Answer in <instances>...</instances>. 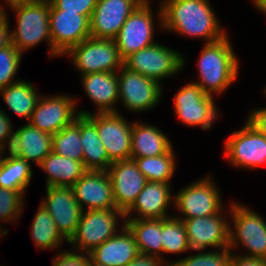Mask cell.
I'll list each match as a JSON object with an SVG mask.
<instances>
[{
    "instance_id": "cell-42",
    "label": "cell",
    "mask_w": 266,
    "mask_h": 266,
    "mask_svg": "<svg viewBox=\"0 0 266 266\" xmlns=\"http://www.w3.org/2000/svg\"><path fill=\"white\" fill-rule=\"evenodd\" d=\"M7 9L0 12V50L11 44L10 20Z\"/></svg>"
},
{
    "instance_id": "cell-14",
    "label": "cell",
    "mask_w": 266,
    "mask_h": 266,
    "mask_svg": "<svg viewBox=\"0 0 266 266\" xmlns=\"http://www.w3.org/2000/svg\"><path fill=\"white\" fill-rule=\"evenodd\" d=\"M218 214L192 219H180L186 228L188 244L191 251L229 248L230 206ZM227 215H225L226 213ZM212 248V249H211Z\"/></svg>"
},
{
    "instance_id": "cell-24",
    "label": "cell",
    "mask_w": 266,
    "mask_h": 266,
    "mask_svg": "<svg viewBox=\"0 0 266 266\" xmlns=\"http://www.w3.org/2000/svg\"><path fill=\"white\" fill-rule=\"evenodd\" d=\"M159 127L144 121H135L132 125L130 159L154 157L167 153L172 147V141Z\"/></svg>"
},
{
    "instance_id": "cell-25",
    "label": "cell",
    "mask_w": 266,
    "mask_h": 266,
    "mask_svg": "<svg viewBox=\"0 0 266 266\" xmlns=\"http://www.w3.org/2000/svg\"><path fill=\"white\" fill-rule=\"evenodd\" d=\"M46 174V186L72 187L87 171L83 162L49 153L38 165Z\"/></svg>"
},
{
    "instance_id": "cell-47",
    "label": "cell",
    "mask_w": 266,
    "mask_h": 266,
    "mask_svg": "<svg viewBox=\"0 0 266 266\" xmlns=\"http://www.w3.org/2000/svg\"><path fill=\"white\" fill-rule=\"evenodd\" d=\"M43 0H9V6H13L16 4H22V3H36Z\"/></svg>"
},
{
    "instance_id": "cell-36",
    "label": "cell",
    "mask_w": 266,
    "mask_h": 266,
    "mask_svg": "<svg viewBox=\"0 0 266 266\" xmlns=\"http://www.w3.org/2000/svg\"><path fill=\"white\" fill-rule=\"evenodd\" d=\"M25 194L18 190H10L0 187V221L15 224L23 214L25 206ZM0 222V223H1ZM14 222V223H13Z\"/></svg>"
},
{
    "instance_id": "cell-27",
    "label": "cell",
    "mask_w": 266,
    "mask_h": 266,
    "mask_svg": "<svg viewBox=\"0 0 266 266\" xmlns=\"http://www.w3.org/2000/svg\"><path fill=\"white\" fill-rule=\"evenodd\" d=\"M41 95L32 82L24 79L0 89V96L7 108L17 117L26 119V122L30 121Z\"/></svg>"
},
{
    "instance_id": "cell-15",
    "label": "cell",
    "mask_w": 266,
    "mask_h": 266,
    "mask_svg": "<svg viewBox=\"0 0 266 266\" xmlns=\"http://www.w3.org/2000/svg\"><path fill=\"white\" fill-rule=\"evenodd\" d=\"M67 94L41 96L29 123L52 135L72 124L79 116L78 98Z\"/></svg>"
},
{
    "instance_id": "cell-18",
    "label": "cell",
    "mask_w": 266,
    "mask_h": 266,
    "mask_svg": "<svg viewBox=\"0 0 266 266\" xmlns=\"http://www.w3.org/2000/svg\"><path fill=\"white\" fill-rule=\"evenodd\" d=\"M144 0H97L90 17V36L114 39L129 15Z\"/></svg>"
},
{
    "instance_id": "cell-11",
    "label": "cell",
    "mask_w": 266,
    "mask_h": 266,
    "mask_svg": "<svg viewBox=\"0 0 266 266\" xmlns=\"http://www.w3.org/2000/svg\"><path fill=\"white\" fill-rule=\"evenodd\" d=\"M224 157L232 167L256 170L266 165V136L247 120L224 143Z\"/></svg>"
},
{
    "instance_id": "cell-34",
    "label": "cell",
    "mask_w": 266,
    "mask_h": 266,
    "mask_svg": "<svg viewBox=\"0 0 266 266\" xmlns=\"http://www.w3.org/2000/svg\"><path fill=\"white\" fill-rule=\"evenodd\" d=\"M80 115L52 137V152L82 162L83 148L80 143Z\"/></svg>"
},
{
    "instance_id": "cell-21",
    "label": "cell",
    "mask_w": 266,
    "mask_h": 266,
    "mask_svg": "<svg viewBox=\"0 0 266 266\" xmlns=\"http://www.w3.org/2000/svg\"><path fill=\"white\" fill-rule=\"evenodd\" d=\"M72 189L83 211L116 208L107 171L87 170L72 185Z\"/></svg>"
},
{
    "instance_id": "cell-23",
    "label": "cell",
    "mask_w": 266,
    "mask_h": 266,
    "mask_svg": "<svg viewBox=\"0 0 266 266\" xmlns=\"http://www.w3.org/2000/svg\"><path fill=\"white\" fill-rule=\"evenodd\" d=\"M140 254L134 235L124 226L89 253V257L106 266H126Z\"/></svg>"
},
{
    "instance_id": "cell-1",
    "label": "cell",
    "mask_w": 266,
    "mask_h": 266,
    "mask_svg": "<svg viewBox=\"0 0 266 266\" xmlns=\"http://www.w3.org/2000/svg\"><path fill=\"white\" fill-rule=\"evenodd\" d=\"M163 31L211 43L226 36L209 0H161ZM223 27V28H222Z\"/></svg>"
},
{
    "instance_id": "cell-50",
    "label": "cell",
    "mask_w": 266,
    "mask_h": 266,
    "mask_svg": "<svg viewBox=\"0 0 266 266\" xmlns=\"http://www.w3.org/2000/svg\"><path fill=\"white\" fill-rule=\"evenodd\" d=\"M2 1V0H1ZM3 2L5 3V6L2 5V8L5 9V7H9V0H3Z\"/></svg>"
},
{
    "instance_id": "cell-3",
    "label": "cell",
    "mask_w": 266,
    "mask_h": 266,
    "mask_svg": "<svg viewBox=\"0 0 266 266\" xmlns=\"http://www.w3.org/2000/svg\"><path fill=\"white\" fill-rule=\"evenodd\" d=\"M16 18V27L10 25L11 44L23 55L28 50L46 42L49 57H59L52 49L49 26L50 1L22 3L9 6ZM13 29V30H12Z\"/></svg>"
},
{
    "instance_id": "cell-44",
    "label": "cell",
    "mask_w": 266,
    "mask_h": 266,
    "mask_svg": "<svg viewBox=\"0 0 266 266\" xmlns=\"http://www.w3.org/2000/svg\"><path fill=\"white\" fill-rule=\"evenodd\" d=\"M126 266H168L161 258L140 253Z\"/></svg>"
},
{
    "instance_id": "cell-52",
    "label": "cell",
    "mask_w": 266,
    "mask_h": 266,
    "mask_svg": "<svg viewBox=\"0 0 266 266\" xmlns=\"http://www.w3.org/2000/svg\"><path fill=\"white\" fill-rule=\"evenodd\" d=\"M2 161V156H1V146H0V163Z\"/></svg>"
},
{
    "instance_id": "cell-40",
    "label": "cell",
    "mask_w": 266,
    "mask_h": 266,
    "mask_svg": "<svg viewBox=\"0 0 266 266\" xmlns=\"http://www.w3.org/2000/svg\"><path fill=\"white\" fill-rule=\"evenodd\" d=\"M8 149V156H4L5 149ZM22 154V144L20 134L13 129V131L7 136L4 142L1 145V156L2 159H17L21 158Z\"/></svg>"
},
{
    "instance_id": "cell-5",
    "label": "cell",
    "mask_w": 266,
    "mask_h": 266,
    "mask_svg": "<svg viewBox=\"0 0 266 266\" xmlns=\"http://www.w3.org/2000/svg\"><path fill=\"white\" fill-rule=\"evenodd\" d=\"M152 2L153 0H144L138 5L114 38L123 60L130 54L155 44L156 28L163 30L161 4L157 7V11L155 10L156 16L151 6ZM155 25L158 26L155 28Z\"/></svg>"
},
{
    "instance_id": "cell-22",
    "label": "cell",
    "mask_w": 266,
    "mask_h": 266,
    "mask_svg": "<svg viewBox=\"0 0 266 266\" xmlns=\"http://www.w3.org/2000/svg\"><path fill=\"white\" fill-rule=\"evenodd\" d=\"M81 84L87 98L96 106L95 112L78 110L79 115L87 116L91 113L117 112L119 103L118 71L97 72L82 75ZM118 109V110H117Z\"/></svg>"
},
{
    "instance_id": "cell-39",
    "label": "cell",
    "mask_w": 266,
    "mask_h": 266,
    "mask_svg": "<svg viewBox=\"0 0 266 266\" xmlns=\"http://www.w3.org/2000/svg\"><path fill=\"white\" fill-rule=\"evenodd\" d=\"M52 259V266H87L89 254L76 250L57 251Z\"/></svg>"
},
{
    "instance_id": "cell-9",
    "label": "cell",
    "mask_w": 266,
    "mask_h": 266,
    "mask_svg": "<svg viewBox=\"0 0 266 266\" xmlns=\"http://www.w3.org/2000/svg\"><path fill=\"white\" fill-rule=\"evenodd\" d=\"M214 97L204 93L197 83L191 81L174 94V113L186 127L209 131L220 118Z\"/></svg>"
},
{
    "instance_id": "cell-20",
    "label": "cell",
    "mask_w": 266,
    "mask_h": 266,
    "mask_svg": "<svg viewBox=\"0 0 266 266\" xmlns=\"http://www.w3.org/2000/svg\"><path fill=\"white\" fill-rule=\"evenodd\" d=\"M171 186V182L147 181L133 205L125 212V219H166L173 216L168 212L174 206Z\"/></svg>"
},
{
    "instance_id": "cell-46",
    "label": "cell",
    "mask_w": 266,
    "mask_h": 266,
    "mask_svg": "<svg viewBox=\"0 0 266 266\" xmlns=\"http://www.w3.org/2000/svg\"><path fill=\"white\" fill-rule=\"evenodd\" d=\"M254 7L266 15V0H251Z\"/></svg>"
},
{
    "instance_id": "cell-45",
    "label": "cell",
    "mask_w": 266,
    "mask_h": 266,
    "mask_svg": "<svg viewBox=\"0 0 266 266\" xmlns=\"http://www.w3.org/2000/svg\"><path fill=\"white\" fill-rule=\"evenodd\" d=\"M0 108V146L7 138V136L13 131V122L4 109Z\"/></svg>"
},
{
    "instance_id": "cell-33",
    "label": "cell",
    "mask_w": 266,
    "mask_h": 266,
    "mask_svg": "<svg viewBox=\"0 0 266 266\" xmlns=\"http://www.w3.org/2000/svg\"><path fill=\"white\" fill-rule=\"evenodd\" d=\"M162 246L163 261L167 265H170V260L166 261L165 254H181L191 251L182 220L174 216L162 219Z\"/></svg>"
},
{
    "instance_id": "cell-10",
    "label": "cell",
    "mask_w": 266,
    "mask_h": 266,
    "mask_svg": "<svg viewBox=\"0 0 266 266\" xmlns=\"http://www.w3.org/2000/svg\"><path fill=\"white\" fill-rule=\"evenodd\" d=\"M82 75L97 72H117L123 66L114 39L89 37L73 46L66 54Z\"/></svg>"
},
{
    "instance_id": "cell-17",
    "label": "cell",
    "mask_w": 266,
    "mask_h": 266,
    "mask_svg": "<svg viewBox=\"0 0 266 266\" xmlns=\"http://www.w3.org/2000/svg\"><path fill=\"white\" fill-rule=\"evenodd\" d=\"M89 20L87 16L78 13L50 10L52 49L59 57L64 56L73 46L91 37Z\"/></svg>"
},
{
    "instance_id": "cell-13",
    "label": "cell",
    "mask_w": 266,
    "mask_h": 266,
    "mask_svg": "<svg viewBox=\"0 0 266 266\" xmlns=\"http://www.w3.org/2000/svg\"><path fill=\"white\" fill-rule=\"evenodd\" d=\"M97 128L108 158L114 162L130 159L132 122L122 112L91 113L86 116Z\"/></svg>"
},
{
    "instance_id": "cell-16",
    "label": "cell",
    "mask_w": 266,
    "mask_h": 266,
    "mask_svg": "<svg viewBox=\"0 0 266 266\" xmlns=\"http://www.w3.org/2000/svg\"><path fill=\"white\" fill-rule=\"evenodd\" d=\"M46 196L40 204L53 218L57 230L69 241L75 234L83 210L74 197L72 187L45 186Z\"/></svg>"
},
{
    "instance_id": "cell-4",
    "label": "cell",
    "mask_w": 266,
    "mask_h": 266,
    "mask_svg": "<svg viewBox=\"0 0 266 266\" xmlns=\"http://www.w3.org/2000/svg\"><path fill=\"white\" fill-rule=\"evenodd\" d=\"M228 205L229 249L235 253L242 247L245 252H238V255L266 260V221L263 216L239 201L232 200Z\"/></svg>"
},
{
    "instance_id": "cell-2",
    "label": "cell",
    "mask_w": 266,
    "mask_h": 266,
    "mask_svg": "<svg viewBox=\"0 0 266 266\" xmlns=\"http://www.w3.org/2000/svg\"><path fill=\"white\" fill-rule=\"evenodd\" d=\"M234 51L228 34L220 40L203 43L197 62L198 81L195 83L204 93L220 97L235 82L241 63Z\"/></svg>"
},
{
    "instance_id": "cell-53",
    "label": "cell",
    "mask_w": 266,
    "mask_h": 266,
    "mask_svg": "<svg viewBox=\"0 0 266 266\" xmlns=\"http://www.w3.org/2000/svg\"><path fill=\"white\" fill-rule=\"evenodd\" d=\"M3 8H2V5L0 4V12H2Z\"/></svg>"
},
{
    "instance_id": "cell-8",
    "label": "cell",
    "mask_w": 266,
    "mask_h": 266,
    "mask_svg": "<svg viewBox=\"0 0 266 266\" xmlns=\"http://www.w3.org/2000/svg\"><path fill=\"white\" fill-rule=\"evenodd\" d=\"M185 58L177 50L156 42L130 54L123 60V66L162 84L161 81L183 70L187 63Z\"/></svg>"
},
{
    "instance_id": "cell-6",
    "label": "cell",
    "mask_w": 266,
    "mask_h": 266,
    "mask_svg": "<svg viewBox=\"0 0 266 266\" xmlns=\"http://www.w3.org/2000/svg\"><path fill=\"white\" fill-rule=\"evenodd\" d=\"M174 194L173 216L178 219H192L218 214L224 208L220 188L211 172L203 175ZM180 213V214H178ZM178 214V215H177Z\"/></svg>"
},
{
    "instance_id": "cell-38",
    "label": "cell",
    "mask_w": 266,
    "mask_h": 266,
    "mask_svg": "<svg viewBox=\"0 0 266 266\" xmlns=\"http://www.w3.org/2000/svg\"><path fill=\"white\" fill-rule=\"evenodd\" d=\"M50 10H65L66 12L78 13L87 16L89 19L97 0H49Z\"/></svg>"
},
{
    "instance_id": "cell-12",
    "label": "cell",
    "mask_w": 266,
    "mask_h": 266,
    "mask_svg": "<svg viewBox=\"0 0 266 266\" xmlns=\"http://www.w3.org/2000/svg\"><path fill=\"white\" fill-rule=\"evenodd\" d=\"M118 89L119 102L133 114L154 109L164 93L162 84L124 66L118 70Z\"/></svg>"
},
{
    "instance_id": "cell-26",
    "label": "cell",
    "mask_w": 266,
    "mask_h": 266,
    "mask_svg": "<svg viewBox=\"0 0 266 266\" xmlns=\"http://www.w3.org/2000/svg\"><path fill=\"white\" fill-rule=\"evenodd\" d=\"M80 139L85 169L107 171L112 161L108 158L96 126L84 115H80Z\"/></svg>"
},
{
    "instance_id": "cell-7",
    "label": "cell",
    "mask_w": 266,
    "mask_h": 266,
    "mask_svg": "<svg viewBox=\"0 0 266 266\" xmlns=\"http://www.w3.org/2000/svg\"><path fill=\"white\" fill-rule=\"evenodd\" d=\"M119 220L123 222L120 223ZM124 226L125 213L122 210L117 208L85 210L75 234L68 243L71 247L73 246L71 249L89 254L107 239L116 235Z\"/></svg>"
},
{
    "instance_id": "cell-51",
    "label": "cell",
    "mask_w": 266,
    "mask_h": 266,
    "mask_svg": "<svg viewBox=\"0 0 266 266\" xmlns=\"http://www.w3.org/2000/svg\"><path fill=\"white\" fill-rule=\"evenodd\" d=\"M262 91H263V94H264V96L266 98V86L265 87L263 86V90Z\"/></svg>"
},
{
    "instance_id": "cell-32",
    "label": "cell",
    "mask_w": 266,
    "mask_h": 266,
    "mask_svg": "<svg viewBox=\"0 0 266 266\" xmlns=\"http://www.w3.org/2000/svg\"><path fill=\"white\" fill-rule=\"evenodd\" d=\"M32 165L24 159H2L0 163V187L18 190L26 194L33 179Z\"/></svg>"
},
{
    "instance_id": "cell-43",
    "label": "cell",
    "mask_w": 266,
    "mask_h": 266,
    "mask_svg": "<svg viewBox=\"0 0 266 266\" xmlns=\"http://www.w3.org/2000/svg\"><path fill=\"white\" fill-rule=\"evenodd\" d=\"M230 266H266V260L260 258L244 257L232 252Z\"/></svg>"
},
{
    "instance_id": "cell-48",
    "label": "cell",
    "mask_w": 266,
    "mask_h": 266,
    "mask_svg": "<svg viewBox=\"0 0 266 266\" xmlns=\"http://www.w3.org/2000/svg\"><path fill=\"white\" fill-rule=\"evenodd\" d=\"M87 266H106V265L99 264L93 261L90 257H88Z\"/></svg>"
},
{
    "instance_id": "cell-29",
    "label": "cell",
    "mask_w": 266,
    "mask_h": 266,
    "mask_svg": "<svg viewBox=\"0 0 266 266\" xmlns=\"http://www.w3.org/2000/svg\"><path fill=\"white\" fill-rule=\"evenodd\" d=\"M15 130L21 137V159L26 160L31 165L33 163L39 165L52 152V134L41 131L29 122L24 123V125Z\"/></svg>"
},
{
    "instance_id": "cell-30",
    "label": "cell",
    "mask_w": 266,
    "mask_h": 266,
    "mask_svg": "<svg viewBox=\"0 0 266 266\" xmlns=\"http://www.w3.org/2000/svg\"><path fill=\"white\" fill-rule=\"evenodd\" d=\"M31 239L38 250H60L64 242H68L57 230L56 224L49 212L39 204L31 223Z\"/></svg>"
},
{
    "instance_id": "cell-19",
    "label": "cell",
    "mask_w": 266,
    "mask_h": 266,
    "mask_svg": "<svg viewBox=\"0 0 266 266\" xmlns=\"http://www.w3.org/2000/svg\"><path fill=\"white\" fill-rule=\"evenodd\" d=\"M107 173L111 180L116 208L125 213L133 205L147 180L134 159L112 162Z\"/></svg>"
},
{
    "instance_id": "cell-31",
    "label": "cell",
    "mask_w": 266,
    "mask_h": 266,
    "mask_svg": "<svg viewBox=\"0 0 266 266\" xmlns=\"http://www.w3.org/2000/svg\"><path fill=\"white\" fill-rule=\"evenodd\" d=\"M134 161L146 180L153 182H171L177 165L174 147L163 155L134 158Z\"/></svg>"
},
{
    "instance_id": "cell-28",
    "label": "cell",
    "mask_w": 266,
    "mask_h": 266,
    "mask_svg": "<svg viewBox=\"0 0 266 266\" xmlns=\"http://www.w3.org/2000/svg\"><path fill=\"white\" fill-rule=\"evenodd\" d=\"M125 226L134 235L140 253L163 260L162 219H125Z\"/></svg>"
},
{
    "instance_id": "cell-37",
    "label": "cell",
    "mask_w": 266,
    "mask_h": 266,
    "mask_svg": "<svg viewBox=\"0 0 266 266\" xmlns=\"http://www.w3.org/2000/svg\"><path fill=\"white\" fill-rule=\"evenodd\" d=\"M23 54L12 44L0 50V89L20 80L16 78Z\"/></svg>"
},
{
    "instance_id": "cell-49",
    "label": "cell",
    "mask_w": 266,
    "mask_h": 266,
    "mask_svg": "<svg viewBox=\"0 0 266 266\" xmlns=\"http://www.w3.org/2000/svg\"><path fill=\"white\" fill-rule=\"evenodd\" d=\"M2 223H0V238H2V236H6V234H8V229L3 228L4 226H1Z\"/></svg>"
},
{
    "instance_id": "cell-41",
    "label": "cell",
    "mask_w": 266,
    "mask_h": 266,
    "mask_svg": "<svg viewBox=\"0 0 266 266\" xmlns=\"http://www.w3.org/2000/svg\"><path fill=\"white\" fill-rule=\"evenodd\" d=\"M245 120L266 136V107L253 108Z\"/></svg>"
},
{
    "instance_id": "cell-35",
    "label": "cell",
    "mask_w": 266,
    "mask_h": 266,
    "mask_svg": "<svg viewBox=\"0 0 266 266\" xmlns=\"http://www.w3.org/2000/svg\"><path fill=\"white\" fill-rule=\"evenodd\" d=\"M181 259L171 260L172 266H230L232 251L229 248L217 250H197Z\"/></svg>"
}]
</instances>
